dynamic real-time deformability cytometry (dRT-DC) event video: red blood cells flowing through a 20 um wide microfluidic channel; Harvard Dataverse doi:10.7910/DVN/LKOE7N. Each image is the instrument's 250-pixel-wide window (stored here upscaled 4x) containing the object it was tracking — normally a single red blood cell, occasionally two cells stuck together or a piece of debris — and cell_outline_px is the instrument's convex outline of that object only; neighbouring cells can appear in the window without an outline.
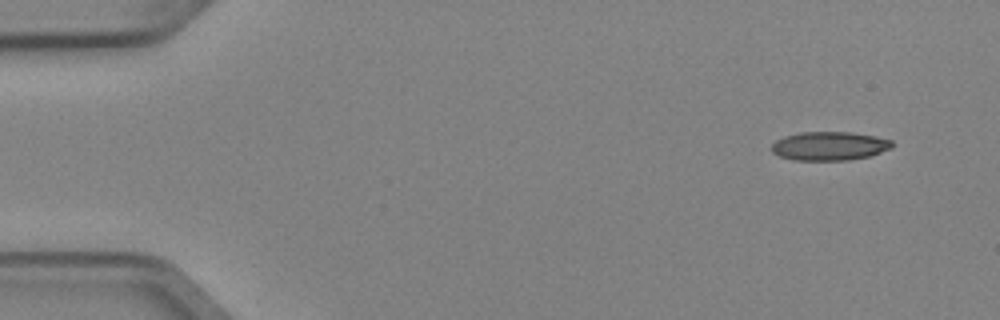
{"species": "Egyptian fruit bat (a non-hibernating species)", "species_latin": "Rousettus aegyptiacus", "temperature_condition": "cold", "stored_images_in_passage": 4, "camera_frame_rate_fps": 3000, "um_per_image_px": 0.085, "animal": {"sex": "female"}, "frame": {"image": 1, "passage_image": 1, "time_ms": 0.0, "image_size_px": [1000, 320], "cell_outline_px": [[892, 148], [868, 156], [848, 160], [792, 160], [780, 156], [772, 152], [772, 144], [776, 140], [784, 136], [800, 132], [852, 132], [876, 136], [892, 140]], "centroid_in_image_um": [70.49, 12.4], "position_along_channel_um": 14.5, "area_um2": 20.17}}
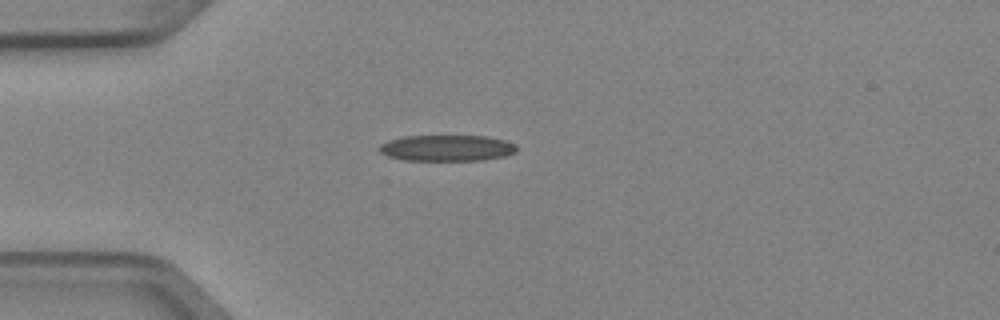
{"frame": {"image": 2, "passage_image": 3, "time_ms": 0.667, "image_size_px": [1000, 320], "cell_outline_px": [[516, 152], [504, 156], [484, 160], [404, 160], [388, 156], [380, 152], [380, 144], [388, 140], [404, 136], [488, 136], [504, 140], [516, 144]], "centroid_in_image_um": [37.99, 12.58], "position_along_channel_um": 47.0, "area_um2": 20.87}}